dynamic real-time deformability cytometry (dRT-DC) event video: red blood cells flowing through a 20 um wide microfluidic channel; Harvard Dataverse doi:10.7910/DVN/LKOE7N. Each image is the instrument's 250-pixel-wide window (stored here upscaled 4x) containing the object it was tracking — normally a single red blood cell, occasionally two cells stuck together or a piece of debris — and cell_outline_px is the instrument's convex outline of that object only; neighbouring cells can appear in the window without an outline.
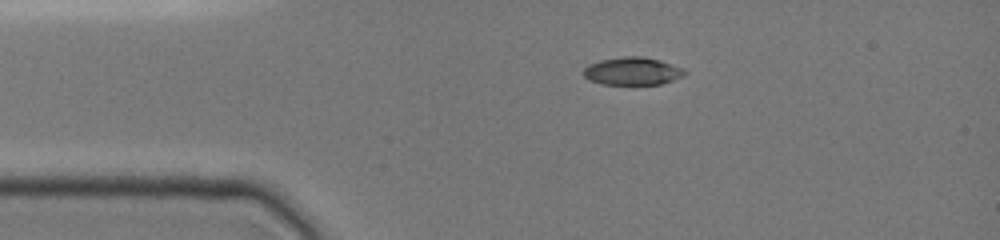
{"species": "common noctule bat (a hibernating species)", "species_latin": "Nyctalus noctula", "temperature_condition": "cold", "stored_images_in_passage": 8, "camera_frame_rate_fps": 3000, "um_per_image_px": 0.085, "animal": {"sex": "female", "body_mass_g": 19.0, "forearm_length_mm": 51.5}, "frame": {"image": 1, "passage_image": 1, "time_ms": 0.0, "image_size_px": [1000, 240], "cell_outline_px": [[688, 72], [684, 76], [660, 84], [600, 84], [588, 80], [584, 76], [584, 68], [588, 64], [600, 60], [624, 56], [644, 56], [660, 60], [684, 68]], "centroid_in_image_um": [53.77, 6.04], "position_along_channel_um": 31.2, "area_um2": 16.53}}
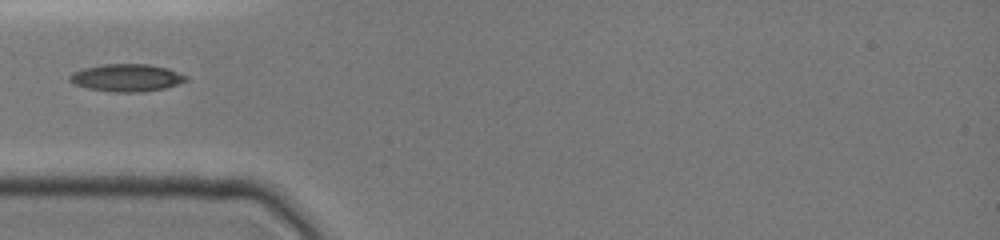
{"frame": {"image": 2, "passage_image": 5, "time_ms": 2.0, "image_size_px": [1000, 240], "cell_outline_px": [[188, 80], [164, 88], [140, 92], [112, 92], [88, 88], [76, 84], [68, 80], [68, 76], [72, 72], [84, 68], [104, 64], [148, 64], [168, 68], [188, 76]], "centroid_in_image_um": [10.76, 6.6], "position_along_channel_um": 74.2, "area_um2": 18.55}}
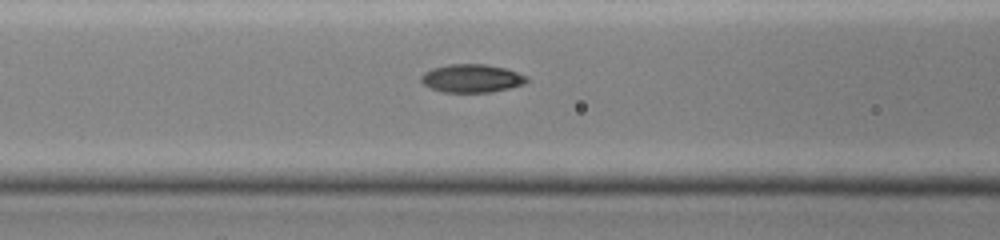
{"frame": {"image": 3, "passage_image": 7, "time_ms": 3.333, "image_size_px": [1000, 240], "cell_outline_px": [[528, 80], [524, 84], [492, 92], [444, 92], [428, 88], [420, 80], [420, 76], [424, 72], [432, 68], [448, 64], [484, 64], [504, 68], [528, 76]], "centroid_in_image_um": [40.06, 6.66], "position_along_channel_um": 126.5, "area_um2": 17.4}}